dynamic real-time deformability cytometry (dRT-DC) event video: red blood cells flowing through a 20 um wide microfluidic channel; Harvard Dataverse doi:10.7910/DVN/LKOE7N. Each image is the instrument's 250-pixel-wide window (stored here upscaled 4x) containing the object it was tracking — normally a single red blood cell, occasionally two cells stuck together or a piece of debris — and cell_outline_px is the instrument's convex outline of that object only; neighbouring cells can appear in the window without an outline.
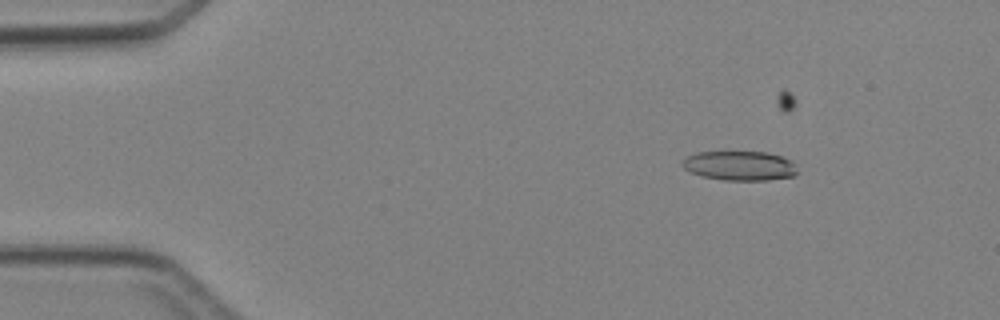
{"species": "Egyptian fruit bat (a non-hibernating species)", "species_latin": "Rousettus aegyptiacus", "temperature_condition": "cold", "stored_images_in_passage": 5, "camera_frame_rate_fps": 3000, "um_per_image_px": 0.085, "animal": {"sex": "female"}, "frame": {"image": 1, "passage_image": 3, "time_ms": 2.333, "image_size_px": [1000, 320], "cell_outline_px": [[796, 176], [768, 180], [724, 180], [700, 176], [684, 168], [680, 164], [688, 156], [696, 152], [768, 152], [792, 160], [796, 164]], "centroid_in_image_um": [62.9, 14.09], "position_along_channel_um": 22.1, "area_um2": 19.83}}